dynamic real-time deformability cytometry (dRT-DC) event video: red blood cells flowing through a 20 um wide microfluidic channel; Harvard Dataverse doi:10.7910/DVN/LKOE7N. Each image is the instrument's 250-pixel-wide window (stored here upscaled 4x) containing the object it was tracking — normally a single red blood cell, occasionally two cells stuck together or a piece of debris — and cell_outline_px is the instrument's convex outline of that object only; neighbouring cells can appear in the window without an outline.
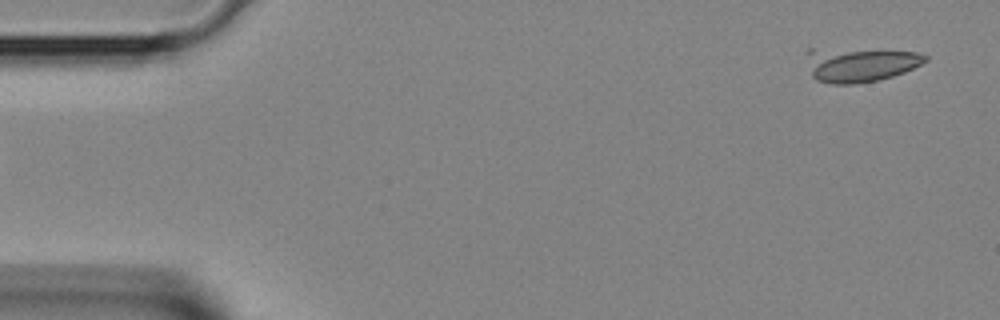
{"species": "Egyptian fruit bat (a non-hibernating species)", "species_latin": "Rousettus aegyptiacus", "temperature_condition": "room temperature", "stored_images_in_passage": 3, "segment_of_instrument_passage": [2, 2], "camera_frame_rate_fps": 3000, "um_per_image_px": 0.085, "animal": {"sex": "female"}, "frame": {"image": 1, "passage_image": 3, "time_ms": 0.667, "image_size_px": [1000, 320], "cell_outline_px": [[928, 60], [904, 72], [892, 76], [876, 80], [856, 84], [832, 84], [816, 80], [812, 76], [808, 52], [808, 48], [812, 48], [916, 52], [928, 56]], "centroid_in_image_um": [73.1, 5.5], "position_along_channel_um": 11.9, "area_um2": 23.24}}